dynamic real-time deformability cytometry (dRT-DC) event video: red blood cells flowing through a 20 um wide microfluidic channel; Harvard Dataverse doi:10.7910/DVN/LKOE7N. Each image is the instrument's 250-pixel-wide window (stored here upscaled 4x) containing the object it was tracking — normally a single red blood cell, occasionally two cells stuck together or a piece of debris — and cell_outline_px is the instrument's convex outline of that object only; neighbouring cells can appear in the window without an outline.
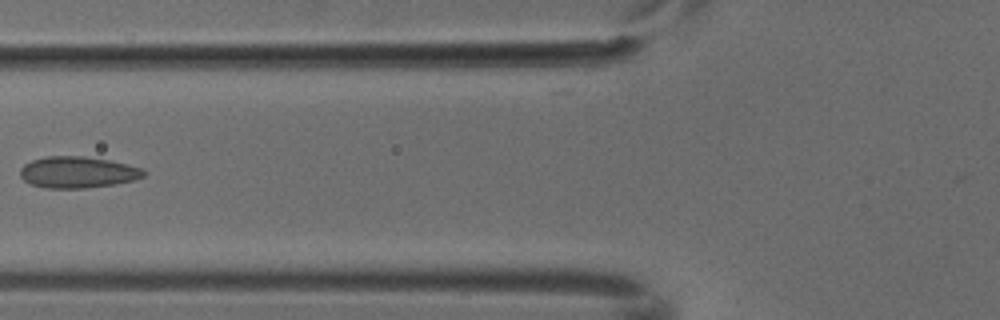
{"species": "common noctule bat (a hibernating species)", "species_latin": "Nyctalus noctula", "temperature_condition": "cold", "stored_images_in_passage": 5, "camera_frame_rate_fps": 3000, "um_per_image_px": 0.085, "animal": {"sex": "male", "body_mass_g": 18.8}, "frame": {"image": 1, "passage_image": 5, "time_ms": 1.333, "image_size_px": [1000, 320], "cell_outline_px": [[148, 172], [144, 176], [132, 180], [112, 184], [84, 188], [48, 188], [32, 184], [24, 180], [20, 176], [20, 168], [24, 164], [32, 160], [44, 156], [84, 156], [108, 160], [128, 164], [144, 168]], "centroid_in_image_um": [6.61, 14.63], "position_along_channel_um": 119.2, "area_um2": 22.6}}